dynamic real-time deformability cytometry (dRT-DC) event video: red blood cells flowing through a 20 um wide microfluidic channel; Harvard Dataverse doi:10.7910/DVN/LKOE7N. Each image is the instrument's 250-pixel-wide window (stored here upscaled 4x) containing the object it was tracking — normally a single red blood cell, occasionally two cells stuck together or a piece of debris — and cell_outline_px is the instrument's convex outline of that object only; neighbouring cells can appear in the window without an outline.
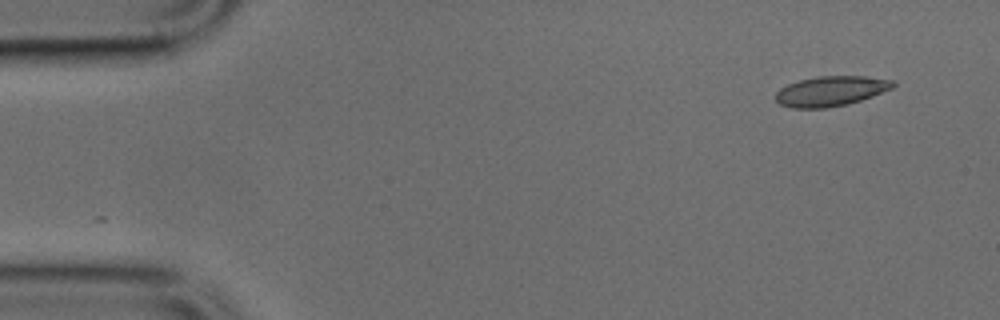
{"species": "common noctule bat (a hibernating species)", "species_latin": "Nyctalus noctula", "temperature_condition": "cold", "stored_images_in_passage": 46, "camera_frame_rate_fps": 3000, "um_per_image_px": 0.085, "animal": {"sex": "male", "body_mass_g": 17.9, "forearm_length_mm": 54.2}, "frame": {"image": 1, "passage_image": 1, "time_ms": 0.0, "image_size_px": [1000, 320], "cell_outline_px": [[896, 84], [892, 88], [872, 96], [848, 104], [828, 108], [792, 108], [780, 104], [776, 100], [776, 92], [780, 88], [788, 84], [800, 80], [820, 76], [864, 76], [896, 80]], "centroid_in_image_um": [70.64, 7.74], "position_along_channel_um": 14.4, "area_um2": 20.52}}
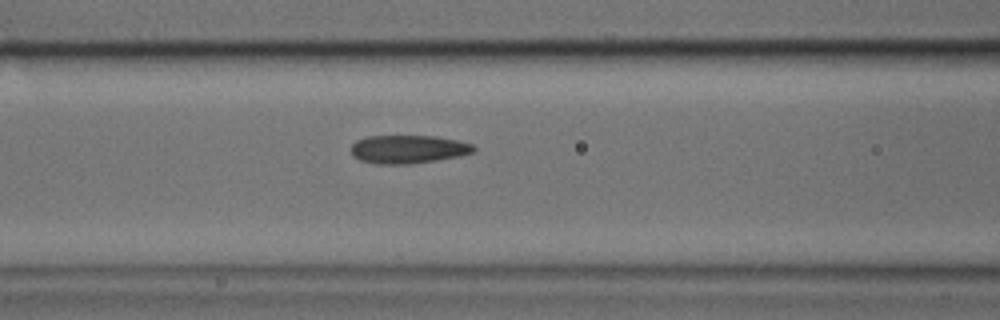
{"frame": {"image": 2, "passage_image": 17, "time_ms": 5.333, "image_size_px": [1000, 320], "cell_outline_px": [[476, 152], [460, 156], [436, 160], [408, 164], [376, 164], [360, 160], [352, 156], [352, 144], [356, 140], [368, 136], [436, 136], [456, 140], [472, 144], [476, 148]], "centroid_in_image_um": [34.7, 12.68], "position_along_channel_um": 131.9, "area_um2": 20.29}}
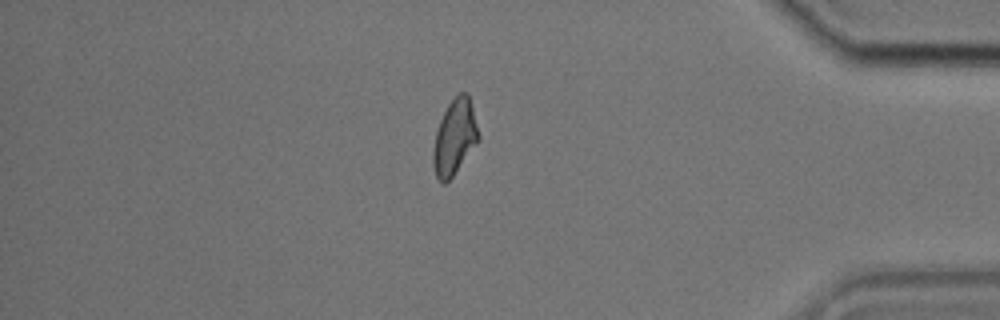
{"frame": {"image": 3, "passage_image": 39, "time_ms": 12.667, "image_size_px": [1000, 320], "cell_outline_px": [[480, 140], [452, 176], [444, 184], [436, 176], [432, 164], [432, 152], [436, 132], [440, 120], [448, 104], [460, 92], [468, 92], [480, 136]], "centroid_in_image_um": [38.64, 11.65], "position_along_channel_um": 396.6, "area_um2": 19.77}}